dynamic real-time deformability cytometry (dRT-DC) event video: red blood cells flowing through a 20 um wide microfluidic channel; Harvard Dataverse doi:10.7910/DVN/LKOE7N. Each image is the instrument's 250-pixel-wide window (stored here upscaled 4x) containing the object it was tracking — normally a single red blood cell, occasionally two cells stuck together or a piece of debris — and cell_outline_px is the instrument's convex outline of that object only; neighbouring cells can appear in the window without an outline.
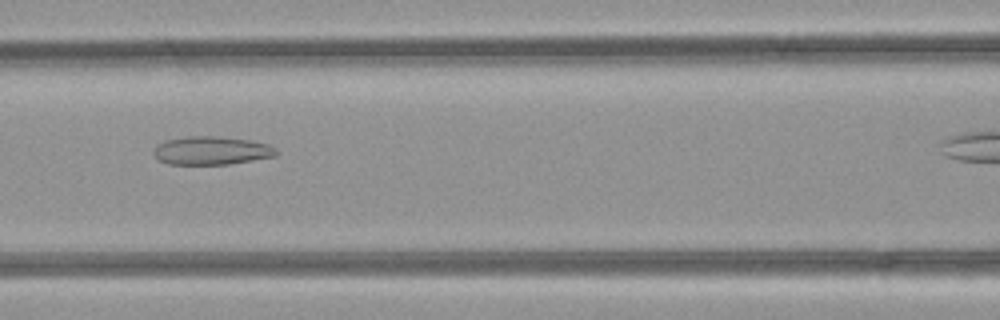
{"species": "common noctule bat (a hibernating species)", "species_latin": "Nyctalus noctula", "temperature_condition": "room temperature", "stored_images_in_passage": 28, "camera_frame_rate_fps": 3000, "um_per_image_px": 0.085, "animal": {"sex": "female", "body_mass_g": 21.9}, "frame": {"image": 1, "passage_image": 9, "time_ms": 2.667, "image_size_px": [1000, 320], "cell_outline_px": [[276, 156], [228, 164], [168, 164], [160, 160], [152, 152], [164, 140], [188, 136], [212, 136], [252, 140], [268, 144], [276, 148]], "centroid_in_image_um": [17.99, 12.79], "position_along_channel_um": 148.6, "area_um2": 20.06}}
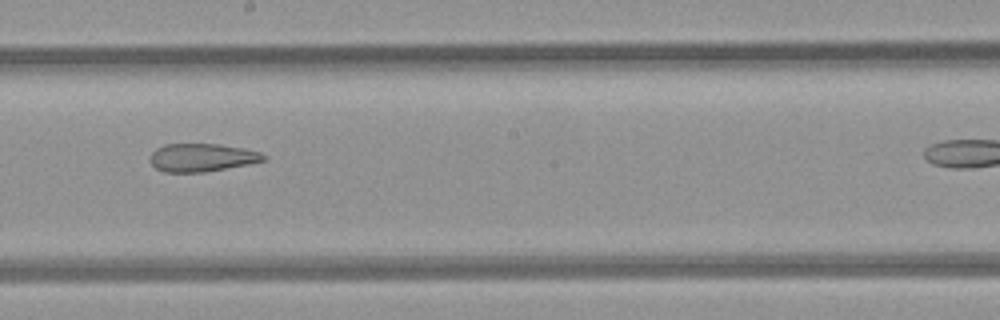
{"frame": {"image": 2, "passage_image": 15, "time_ms": 4.667, "image_size_px": [1000, 320], "cell_outline_px": [[268, 156], [264, 160], [248, 164], [204, 172], [164, 172], [156, 168], [148, 160], [152, 152], [156, 148], [164, 144], [220, 144], [244, 148], [260, 152]], "centroid_in_image_um": [17.14, 13.38], "position_along_channel_um": 231.1, "area_um2": 18.61}}
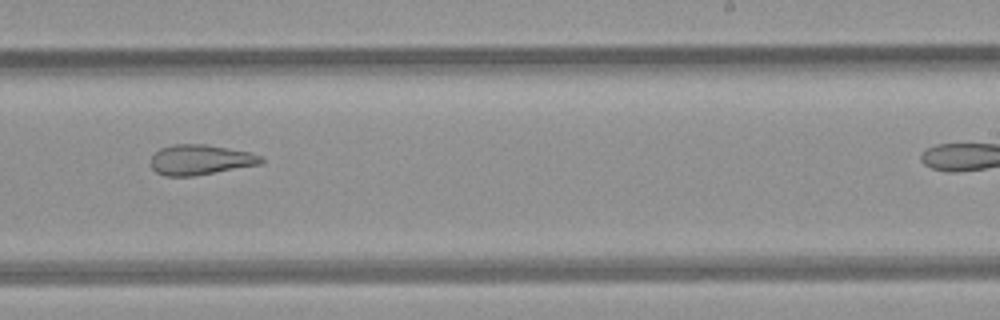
{"frame": {"image": 3, "passage_image": 18, "time_ms": 5.667, "image_size_px": [1000, 320], "cell_outline_px": [[264, 164], [192, 176], [164, 176], [156, 172], [152, 168], [152, 156], [160, 148], [172, 144], [208, 144], [248, 152], [260, 156], [264, 160]], "centroid_in_image_um": [17.04, 13.58], "position_along_channel_um": 272.0, "area_um2": 19.42}}